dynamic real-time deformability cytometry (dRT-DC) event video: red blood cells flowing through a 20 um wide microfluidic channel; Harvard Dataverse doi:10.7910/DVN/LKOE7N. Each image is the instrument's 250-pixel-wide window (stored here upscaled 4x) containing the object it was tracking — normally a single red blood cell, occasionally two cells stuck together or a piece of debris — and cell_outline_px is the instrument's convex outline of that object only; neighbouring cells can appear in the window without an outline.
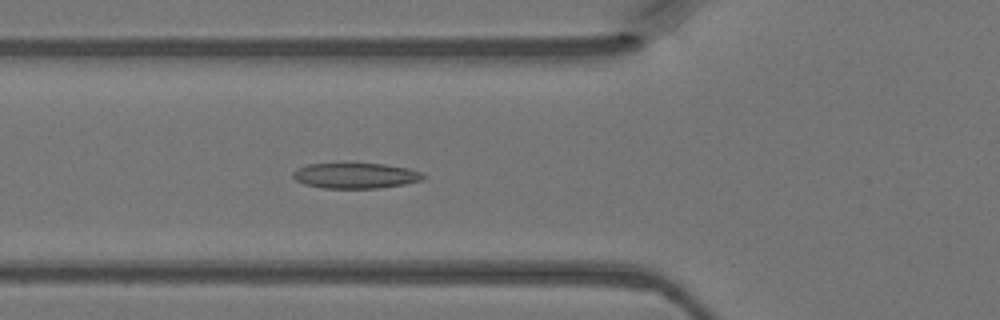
{"species": "Egyptian fruit bat (a non-hibernating species)", "species_latin": "Rousettus aegyptiacus", "temperature_condition": "warm", "stored_images_in_passage": 47, "camera_frame_rate_fps": 3000, "um_per_image_px": 0.085, "animal": {"sex": "female"}, "frame": {"image": 1, "passage_image": 17, "time_ms": 5.333, "image_size_px": [1000, 320], "cell_outline_px": [[428, 176], [420, 180], [404, 184], [376, 188], [324, 188], [304, 184], [296, 180], [292, 176], [292, 172], [296, 168], [308, 164], [384, 164], [408, 168], [420, 172]], "centroid_in_image_um": [30.2, 14.93], "position_along_channel_um": 95.6, "area_um2": 19.19}}
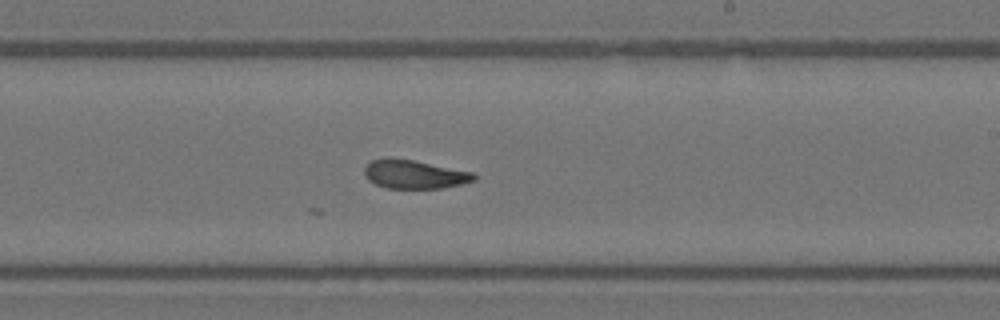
{"frame": {"image": 2, "passage_image": 28, "time_ms": 9.0, "image_size_px": [1000, 320], "cell_outline_px": [[476, 180], [460, 184], [440, 188], [388, 188], [376, 184], [368, 180], [364, 176], [364, 168], [372, 160], [384, 156], [392, 156], [472, 172], [476, 176]], "centroid_in_image_um": [35.16, 14.79], "position_along_channel_um": 253.8, "area_um2": 18.32}}
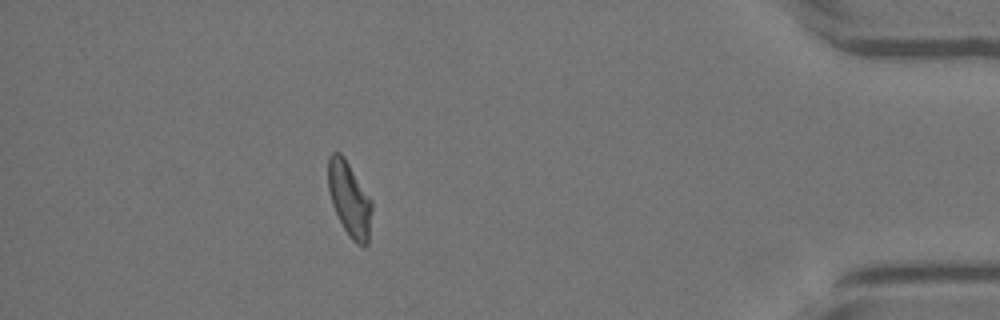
{"frame": {"image": 3, "passage_image": 42, "time_ms": 13.667, "image_size_px": [1000, 320], "cell_outline_px": [[372, 208], [368, 244], [356, 244], [348, 236], [332, 204], [328, 188], [328, 156], [332, 152], [340, 152], [344, 156], [372, 200]], "centroid_in_image_um": [29.7, 16.9], "position_along_channel_um": 405.5, "area_um2": 18.96}}